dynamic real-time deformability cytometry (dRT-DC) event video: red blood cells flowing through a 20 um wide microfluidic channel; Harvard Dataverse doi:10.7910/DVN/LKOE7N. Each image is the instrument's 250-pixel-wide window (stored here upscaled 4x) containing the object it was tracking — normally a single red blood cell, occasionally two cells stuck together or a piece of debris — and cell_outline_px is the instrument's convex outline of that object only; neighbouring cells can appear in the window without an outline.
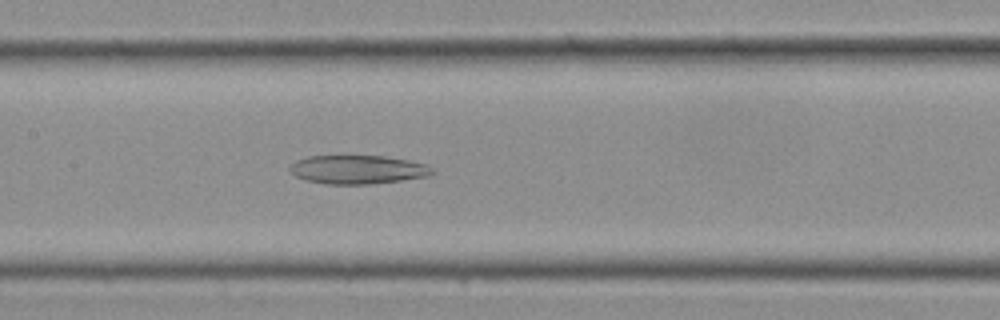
{"species": "Egyptian fruit bat (a non-hibernating species)", "species_latin": "Rousettus aegyptiacus", "temperature_condition": "cold", "stored_images_in_passage": 29, "camera_frame_rate_fps": 3000, "um_per_image_px": 0.085, "frame": {"image": 1, "passage_image": 13, "time_ms": 4.0, "image_size_px": [1000, 320], "cell_outline_px": [[436, 172], [428, 176], [400, 180], [368, 184], [328, 184], [308, 180], [296, 176], [288, 172], [288, 168], [296, 160], [308, 156], [384, 156], [408, 160], [424, 164], [436, 168]], "centroid_in_image_um": [30.41, 14.41], "position_along_channel_um": 177.0, "area_um2": 23.76}}
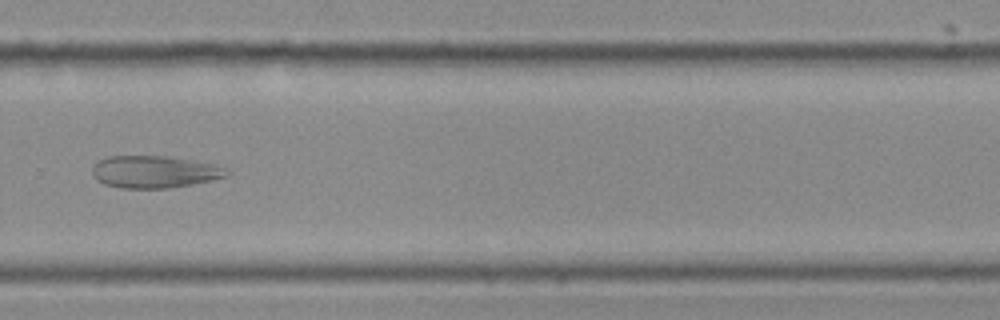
{"frame": {"image": 2, "passage_image": 19, "time_ms": 6.0, "image_size_px": [1000, 320], "cell_outline_px": [[232, 172], [228, 176], [212, 180], [192, 184], [168, 188], [120, 188], [104, 184], [96, 180], [92, 176], [92, 164], [108, 156], [168, 156], [192, 160], [212, 164], [228, 168]], "centroid_in_image_um": [13.12, 14.6], "position_along_channel_um": 316.7, "area_um2": 25.49}}
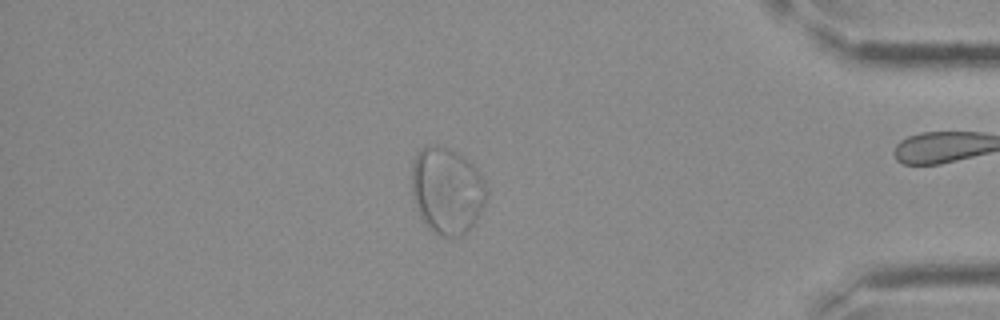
{"frame": {"image": 3, "passage_image": 24, "time_ms": 7.667, "image_size_px": [1000, 320], "cell_outline_px": [[488, 192], [484, 204], [476, 220], [468, 232], [464, 236], [452, 240], [432, 232], [424, 224], [416, 208], [412, 196], [412, 164], [416, 152], [424, 144], [440, 144], [452, 148], [464, 156], [476, 168], [484, 180]], "centroid_in_image_um": [37.98, 16.2], "position_along_channel_um": 397.2, "area_um2": 38.96}}